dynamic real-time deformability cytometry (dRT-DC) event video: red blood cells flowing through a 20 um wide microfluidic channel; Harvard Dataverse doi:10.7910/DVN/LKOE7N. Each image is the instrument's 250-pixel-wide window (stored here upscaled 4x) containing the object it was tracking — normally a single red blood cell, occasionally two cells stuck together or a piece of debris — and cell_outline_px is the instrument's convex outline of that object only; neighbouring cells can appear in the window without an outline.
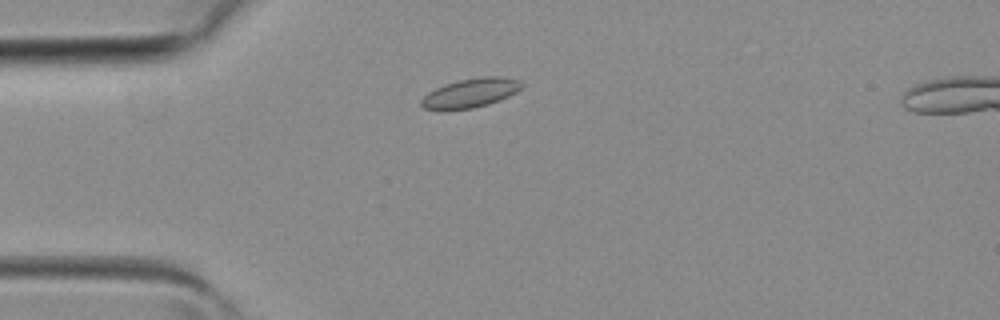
{"species": "common noctule bat (a hibernating species)", "species_latin": "Nyctalus noctula", "temperature_condition": "room temperature", "stored_images_in_passage": 2, "camera_frame_rate_fps": 3000, "um_per_image_px": 0.085, "animal": {"sex": "female", "body_mass_g": 19.3, "forearm_length_mm": 54.1}, "frame": {"image": 1, "passage_image": 1, "time_ms": 0.0, "image_size_px": [1000, 320], "cell_outline_px": [[524, 84], [516, 92], [500, 100], [488, 104], [472, 108], [444, 112], [424, 108], [420, 104], [420, 100], [428, 92], [444, 84], [460, 80], [484, 76], [504, 76], [520, 80]], "centroid_in_image_um": [39.97, 7.92], "position_along_channel_um": 45.0, "area_um2": 17.4}}